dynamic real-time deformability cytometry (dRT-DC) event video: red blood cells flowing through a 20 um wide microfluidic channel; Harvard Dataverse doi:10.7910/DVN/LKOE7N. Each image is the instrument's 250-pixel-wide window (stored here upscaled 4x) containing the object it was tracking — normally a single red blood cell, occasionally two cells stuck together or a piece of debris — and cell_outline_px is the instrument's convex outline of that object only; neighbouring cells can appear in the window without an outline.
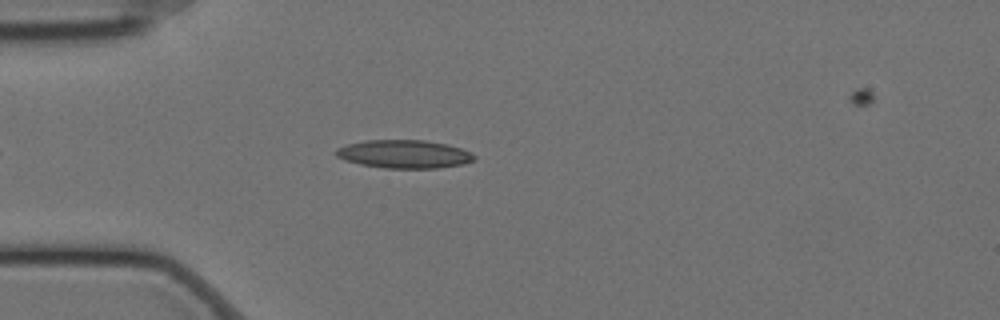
{"species": "Egyptian fruit bat (a non-hibernating species)", "species_latin": "Rousettus aegyptiacus", "temperature_condition": "cold", "stored_images_in_passage": 6, "camera_frame_rate_fps": 3000, "um_per_image_px": 0.085, "animal": {"sex": "female"}, "frame": {"image": 1, "passage_image": 5, "time_ms": 1.333, "image_size_px": [1000, 320], "cell_outline_px": [[476, 160], [464, 164], [440, 168], [384, 168], [360, 164], [344, 160], [336, 156], [336, 148], [348, 144], [364, 140], [424, 140], [448, 144], [472, 152], [476, 156]], "centroid_in_image_um": [34.39, 13.1], "position_along_channel_um": 50.6, "area_um2": 22.95}}